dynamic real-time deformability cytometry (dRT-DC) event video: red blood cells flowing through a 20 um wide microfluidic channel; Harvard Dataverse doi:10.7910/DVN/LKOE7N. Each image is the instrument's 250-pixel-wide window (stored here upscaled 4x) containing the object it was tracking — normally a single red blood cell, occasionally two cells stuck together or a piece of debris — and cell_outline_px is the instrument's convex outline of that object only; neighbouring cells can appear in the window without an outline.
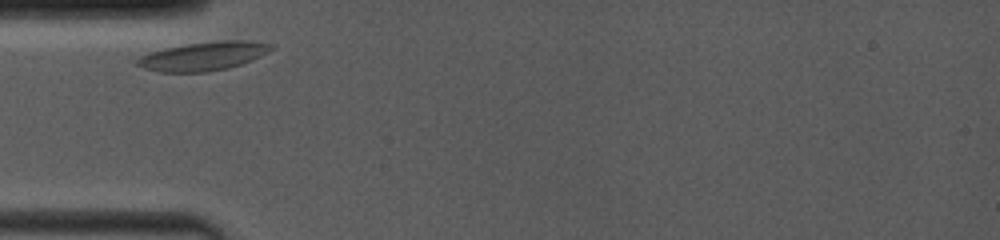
{"species": "common noctule bat (a hibernating species)", "species_latin": "Nyctalus noctula", "temperature_condition": "room temperature", "stored_images_in_passage": 7, "camera_frame_rate_fps": 4000, "um_per_image_px": 0.085, "animal": {"sex": "female", "body_mass_g": 19.0, "forearm_length_mm": 53.3}, "frame": {"image": 1, "passage_image": 1, "time_ms": 0.0, "image_size_px": [1000, 240], "cell_outline_px": [[276, 48], [268, 52], [240, 64], [228, 68], [208, 72], [160, 72], [144, 68], [136, 64], [136, 60], [140, 56], [164, 48], [184, 44], [220, 40], [248, 40], [276, 44]], "centroid_in_image_um": [17.32, 4.76], "position_along_channel_um": 67.7, "area_um2": 22.48}}
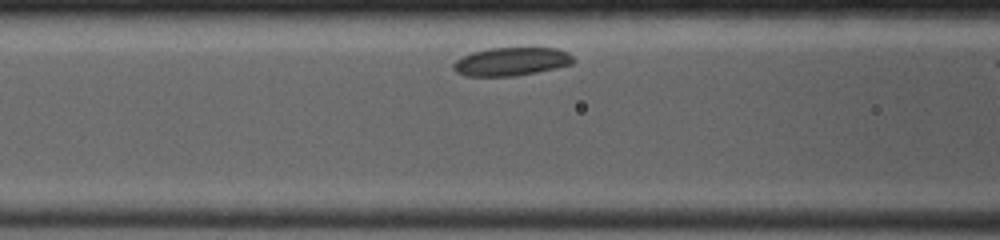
{"frame": {"image": 2, "passage_image": 3, "time_ms": 0.25, "image_size_px": [1000, 240], "cell_outline_px": [[576, 60], [572, 64], [556, 68], [516, 76], [464, 76], [456, 72], [452, 68], [452, 64], [456, 60], [472, 52], [488, 48], [556, 48], [568, 52]], "centroid_in_image_um": [43.46, 5.23], "position_along_channel_um": 123.1, "area_um2": 19.88}}